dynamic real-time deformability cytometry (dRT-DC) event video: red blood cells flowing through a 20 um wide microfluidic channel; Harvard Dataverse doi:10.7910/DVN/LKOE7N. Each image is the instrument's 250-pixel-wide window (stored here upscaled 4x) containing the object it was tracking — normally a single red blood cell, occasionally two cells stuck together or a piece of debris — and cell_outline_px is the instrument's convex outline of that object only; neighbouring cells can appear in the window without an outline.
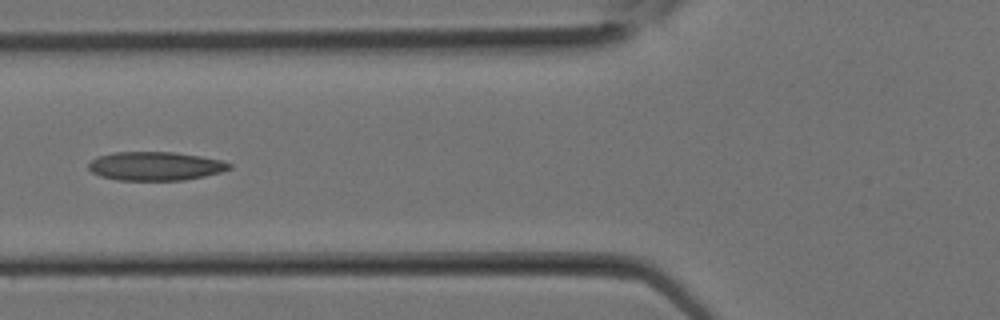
{"species": "Egyptian fruit bat (a non-hibernating species)", "species_latin": "Rousettus aegyptiacus", "temperature_condition": "room temperature", "stored_images_in_passage": 10, "camera_frame_rate_fps": 3000, "um_per_image_px": 0.085, "animal": {"sex": "female"}, "frame": {"image": 1, "passage_image": 9, "time_ms": 2.667, "image_size_px": [1000, 320], "cell_outline_px": [[232, 168], [220, 172], [204, 176], [184, 180], [116, 180], [100, 176], [92, 172], [88, 168], [88, 164], [92, 160], [100, 156], [116, 152], [176, 152], [200, 156], [220, 160], [232, 164]], "centroid_in_image_um": [13.21, 14.12], "position_along_channel_um": 112.6, "area_um2": 23.47}}